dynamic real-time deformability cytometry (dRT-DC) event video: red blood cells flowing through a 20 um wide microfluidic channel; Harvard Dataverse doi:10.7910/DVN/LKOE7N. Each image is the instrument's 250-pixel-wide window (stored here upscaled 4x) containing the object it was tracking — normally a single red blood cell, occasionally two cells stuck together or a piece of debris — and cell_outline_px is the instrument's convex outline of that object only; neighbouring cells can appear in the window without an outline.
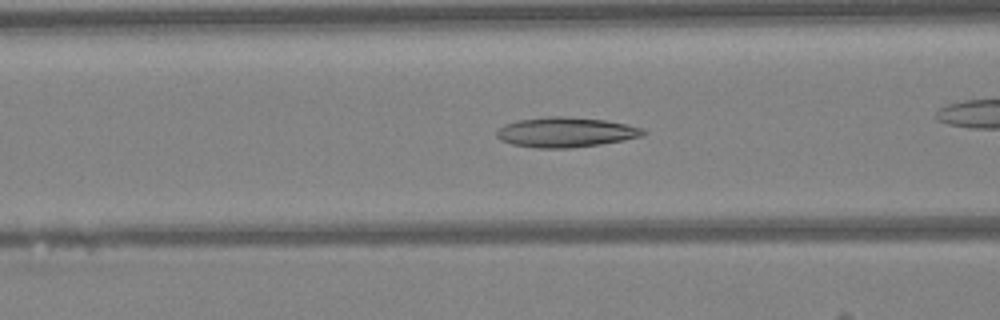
{"species": "Egyptian fruit bat (a non-hibernating species)", "species_latin": "Rousettus aegyptiacus", "temperature_condition": "warm", "stored_images_in_passage": 40, "camera_frame_rate_fps": 3000, "um_per_image_px": 0.085, "animal": {"sex": "female"}, "frame": {"image": 1, "passage_image": 18, "time_ms": 5.667, "image_size_px": [1000, 320], "cell_outline_px": [[648, 132], [644, 136], [624, 140], [600, 144], [568, 148], [536, 148], [512, 144], [500, 140], [496, 136], [496, 132], [504, 124], [516, 120], [548, 116], [568, 116], [604, 120], [624, 124], [640, 128]], "centroid_in_image_um": [48.06, 11.23], "position_along_channel_um": 118.5, "area_um2": 25.61}, "authors_computed_cell_mechanics": {"area_um2": 24.7673, "velocity_mm_per_s": 4.2838, "shape_relaxation_time_tau1_ms": null, "shape_relaxation_time_tau2_ms": 4.9986, "deformation_change_tau1": null, "deformation_change_tau2": 0.1556}}